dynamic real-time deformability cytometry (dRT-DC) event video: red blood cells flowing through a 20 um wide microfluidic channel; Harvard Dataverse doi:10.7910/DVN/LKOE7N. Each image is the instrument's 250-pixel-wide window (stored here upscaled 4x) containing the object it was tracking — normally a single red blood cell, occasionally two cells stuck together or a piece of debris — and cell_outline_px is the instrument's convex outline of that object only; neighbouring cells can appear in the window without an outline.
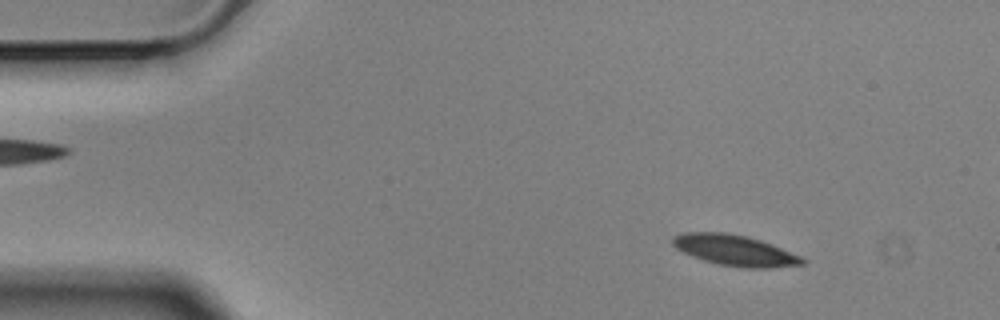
{"species": "Egyptian fruit bat (a non-hibernating species)", "species_latin": "Rousettus aegyptiacus", "temperature_condition": "cold", "stored_images_in_passage": 58, "camera_frame_rate_fps": 3000, "um_per_image_px": 0.085, "animal": {"sex": "male"}, "frame": {"image": 1, "passage_image": 7, "time_ms": 2.0, "image_size_px": [1000, 320], "cell_outline_px": [[808, 260], [804, 264], [768, 268], [744, 268], [720, 264], [704, 260], [692, 256], [676, 248], [672, 244], [672, 236], [684, 232], [724, 232], [748, 236], [772, 244], [804, 256]], "centroid_in_image_um": [62.51, 21.27], "position_along_channel_um": 22.5, "area_um2": 23.47}}
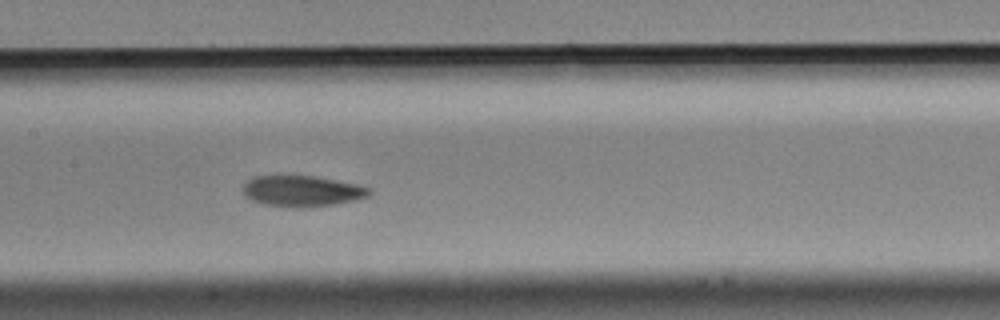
{"frame": {"image": 2, "passage_image": 27, "time_ms": 8.667, "image_size_px": [1000, 320], "cell_outline_px": [[372, 192], [368, 196], [356, 200], [332, 204], [296, 208], [264, 204], [252, 200], [244, 196], [244, 180], [252, 176], [276, 172], [316, 176], [356, 184], [372, 188]], "centroid_in_image_um": [25.59, 16.18], "position_along_channel_um": 181.8, "area_um2": 23.7}}
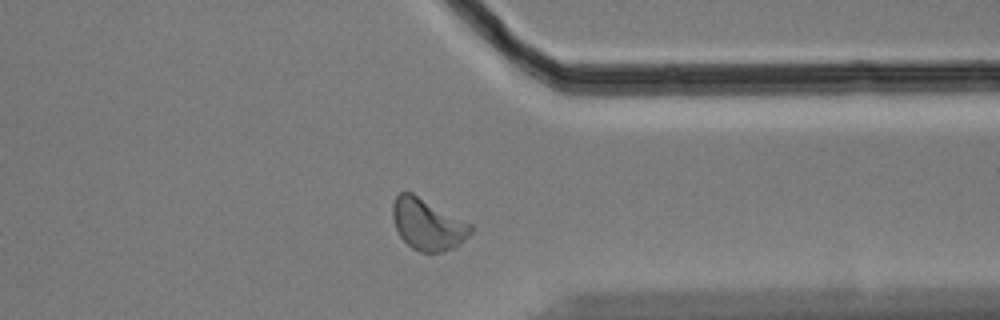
{"frame": {"image": 3, "passage_image": 44, "time_ms": 14.333, "image_size_px": [1000, 320], "cell_outline_px": [[472, 232], [456, 248], [444, 252], [420, 252], [412, 248], [400, 236], [396, 228], [392, 216], [392, 204], [396, 196], [400, 192], [412, 192], [472, 224]], "centroid_in_image_um": [36.36, 19.07], "position_along_channel_um": 375.0, "area_um2": 23.47}, "authors_computed_cell_mechanics": {"area_um2": 22.8021, "velocity_mm_per_s": 3.4829, "shape_relaxation_time_tau1_ms": 3.2668, "shape_relaxation_time_tau2_ms": 4.3223, "deformation_change_tau1": 0.1253, "deformation_change_tau2": 0.1044}}